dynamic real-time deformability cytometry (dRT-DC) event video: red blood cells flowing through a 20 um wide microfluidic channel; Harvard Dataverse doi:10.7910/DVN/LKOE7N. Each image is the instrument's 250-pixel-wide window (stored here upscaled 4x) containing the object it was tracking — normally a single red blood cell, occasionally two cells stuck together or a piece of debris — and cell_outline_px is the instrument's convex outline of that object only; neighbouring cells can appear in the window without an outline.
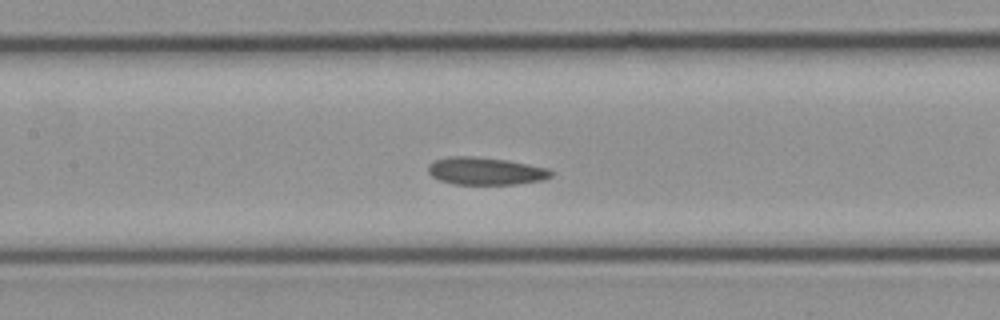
{"species": "common noctule bat (a hibernating species)", "species_latin": "Nyctalus noctula", "temperature_condition": "cold", "stored_images_in_passage": 17, "camera_frame_rate_fps": 3000, "um_per_image_px": 0.085, "animal": {"sex": "female", "body_mass_g": 21.9}, "frame": {"image": 1, "passage_image": 12, "time_ms": 3.667, "image_size_px": [1000, 320], "cell_outline_px": [[552, 176], [544, 180], [516, 184], [452, 184], [440, 180], [432, 176], [428, 172], [428, 164], [432, 160], [448, 156], [472, 156], [508, 160], [548, 168], [552, 172]], "centroid_in_image_um": [41.25, 14.53], "position_along_channel_um": 166.2, "area_um2": 19.88}}
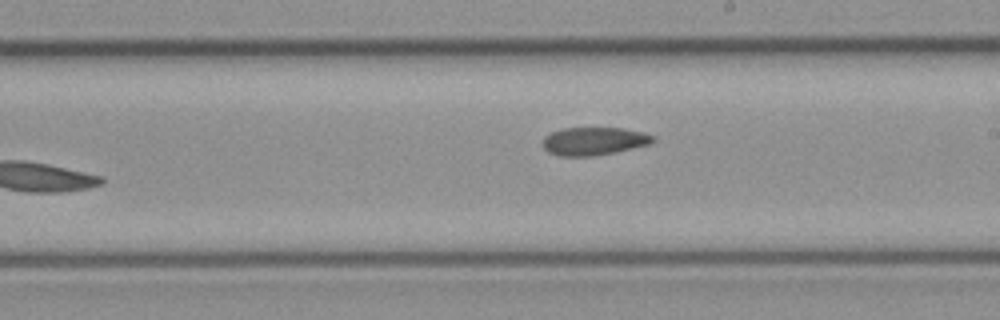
{"frame": {"image": 2, "passage_image": 17, "time_ms": 5.333, "image_size_px": [1000, 320], "cell_outline_px": [[656, 140], [648, 144], [616, 152], [592, 156], [560, 156], [548, 152], [544, 148], [544, 136], [552, 132], [564, 128], [624, 128], [644, 132], [656, 136]], "centroid_in_image_um": [50.51, 11.99], "position_along_channel_um": 238.5, "area_um2": 17.98}}